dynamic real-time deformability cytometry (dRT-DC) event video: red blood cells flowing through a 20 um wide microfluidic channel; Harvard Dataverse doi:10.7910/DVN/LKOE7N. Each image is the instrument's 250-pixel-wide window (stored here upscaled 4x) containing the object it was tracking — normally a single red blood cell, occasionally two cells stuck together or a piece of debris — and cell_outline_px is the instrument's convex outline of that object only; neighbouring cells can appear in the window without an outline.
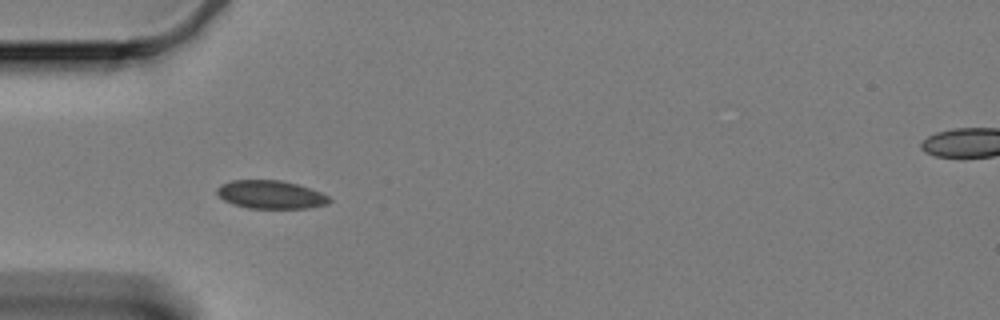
{"species": "Egyptian fruit bat (a non-hibernating species)", "species_latin": "Rousettus aegyptiacus", "temperature_condition": "cold", "stored_images_in_passage": 18, "camera_frame_rate_fps": 3000, "um_per_image_px": 0.085, "animal": {"sex": "female"}, "frame": {"image": 1, "passage_image": 1, "time_ms": 0.0, "image_size_px": [1000, 320], "cell_outline_px": [[332, 200], [328, 204], [308, 208], [248, 208], [232, 204], [224, 200], [216, 192], [216, 188], [220, 184], [232, 180], [280, 180], [296, 184], [320, 192], [328, 196]], "centroid_in_image_um": [22.98, 16.54], "position_along_channel_um": 62.0, "area_um2": 18.44}}
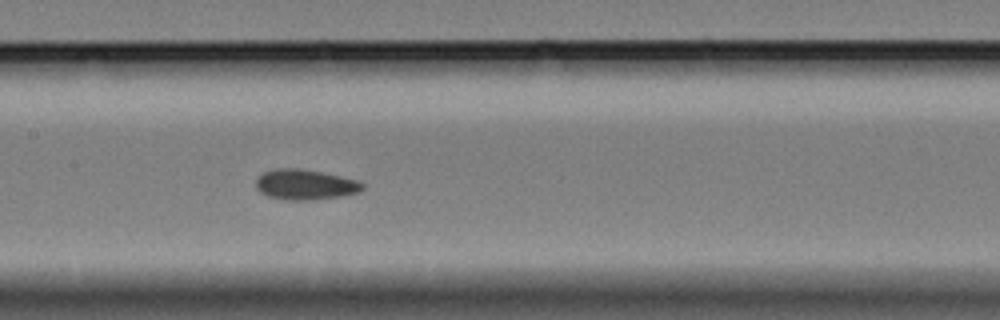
{"frame": {"image": 2, "passage_image": 12, "time_ms": 3.667, "image_size_px": [1000, 320], "cell_outline_px": [[364, 188], [360, 192], [340, 196], [312, 200], [284, 200], [268, 196], [260, 192], [256, 188], [256, 180], [264, 172], [276, 168], [300, 168], [360, 180], [364, 184]], "centroid_in_image_um": [25.96, 15.69], "position_along_channel_um": 181.4, "area_um2": 18.9}}
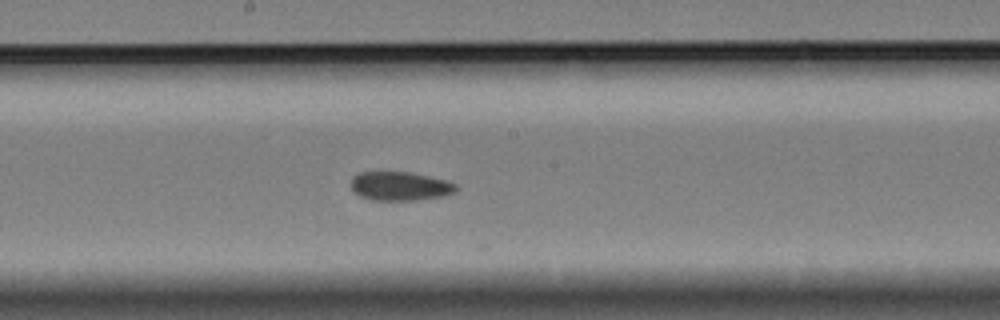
{"frame": {"image": 3, "passage_image": 15, "time_ms": 4.667, "image_size_px": [1000, 320], "cell_outline_px": [[456, 192], [444, 196], [416, 200], [368, 200], [360, 196], [352, 188], [352, 176], [360, 172], [408, 172], [448, 180], [456, 184]], "centroid_in_image_um": [34.02, 15.82], "position_along_channel_um": 214.2, "area_um2": 17.69}}